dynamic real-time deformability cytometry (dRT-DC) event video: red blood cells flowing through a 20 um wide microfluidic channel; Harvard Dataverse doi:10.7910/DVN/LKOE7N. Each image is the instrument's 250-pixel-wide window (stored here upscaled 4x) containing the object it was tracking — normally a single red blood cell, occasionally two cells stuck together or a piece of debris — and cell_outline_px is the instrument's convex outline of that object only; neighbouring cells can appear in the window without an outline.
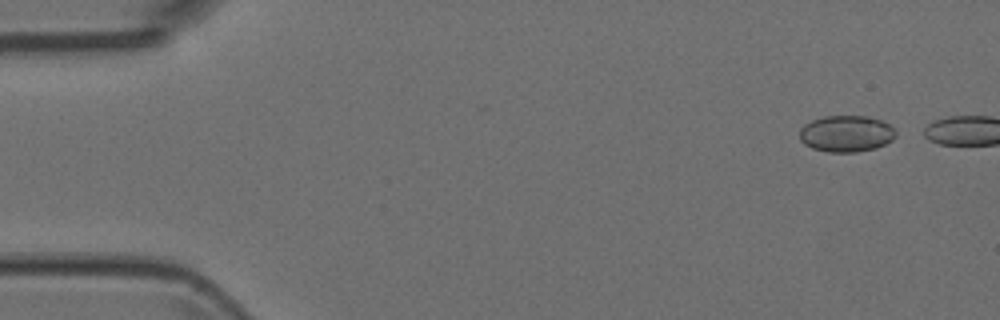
{"species": "Egyptian fruit bat (a non-hibernating species)", "species_latin": "Rousettus aegyptiacus", "temperature_condition": "room temperature", "stored_images_in_passage": 2, "camera_frame_rate_fps": 3000, "um_per_image_px": 0.085, "animal": {"sex": "female"}, "frame": {"image": 1, "passage_image": 1, "time_ms": 0.0, "image_size_px": [1000, 320], "cell_outline_px": [[896, 136], [892, 140], [876, 148], [856, 152], [828, 152], [812, 148], [804, 144], [800, 140], [800, 128], [804, 124], [812, 120], [824, 116], [868, 116], [880, 120], [888, 124], [896, 132]], "centroid_in_image_um": [71.91, 11.36], "position_along_channel_um": 13.1, "area_um2": 20.46}}